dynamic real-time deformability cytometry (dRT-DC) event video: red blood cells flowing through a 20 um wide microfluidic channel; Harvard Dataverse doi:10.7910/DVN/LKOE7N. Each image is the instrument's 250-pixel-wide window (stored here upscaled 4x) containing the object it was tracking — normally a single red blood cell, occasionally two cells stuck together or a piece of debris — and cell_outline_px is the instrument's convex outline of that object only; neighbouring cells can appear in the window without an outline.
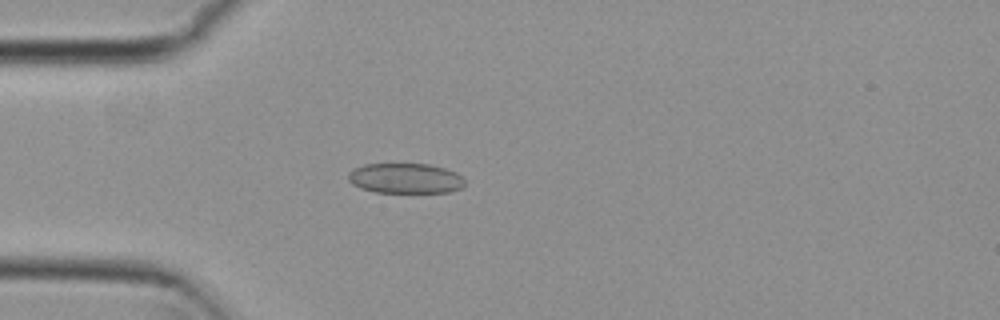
{"species": "common noctule bat (a hibernating species)", "species_latin": "Nyctalus noctula", "temperature_condition": "cold", "stored_images_in_passage": 5, "camera_frame_rate_fps": 3000, "um_per_image_px": 0.085, "animal": {"sex": "female", "body_mass_g": 29.2, "forearm_length_mm": 56.3}, "frame": {"image": 1, "passage_image": 4, "time_ms": 1.0, "image_size_px": [1000, 320], "cell_outline_px": [[464, 184], [460, 188], [452, 192], [376, 192], [360, 188], [352, 184], [348, 180], [348, 172], [352, 168], [364, 164], [428, 164], [444, 168], [456, 172], [464, 180]], "centroid_in_image_um": [34.42, 15.15], "position_along_channel_um": 50.6, "area_um2": 20.52}}